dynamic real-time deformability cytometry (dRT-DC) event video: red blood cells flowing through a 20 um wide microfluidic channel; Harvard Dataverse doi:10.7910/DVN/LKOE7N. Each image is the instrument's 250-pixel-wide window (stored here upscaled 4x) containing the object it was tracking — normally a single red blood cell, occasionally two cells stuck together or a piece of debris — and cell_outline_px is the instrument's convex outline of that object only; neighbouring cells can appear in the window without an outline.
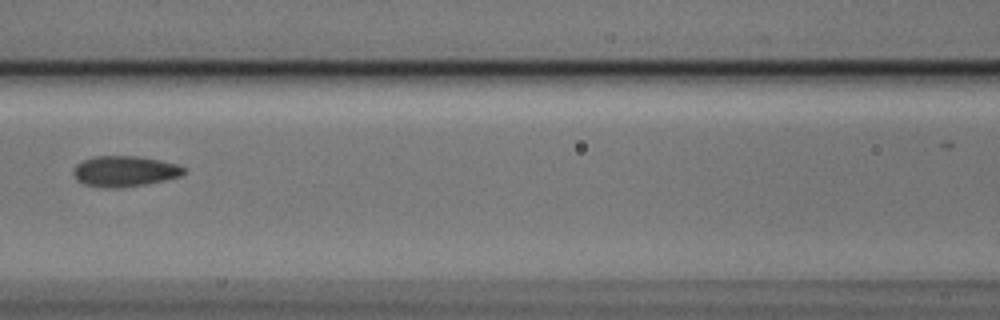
{"species": "Egyptian fruit bat (a non-hibernating species)", "species_latin": "Rousettus aegyptiacus", "temperature_condition": "cold", "stored_images_in_passage": 4, "camera_frame_rate_fps": 3000, "um_per_image_px": 0.085, "animal": {"sex": "male"}, "frame": {"image": 1, "passage_image": 3, "time_ms": 0.667, "image_size_px": [1000, 320], "cell_outline_px": [[184, 172], [180, 176], [164, 180], [144, 184], [120, 188], [104, 188], [84, 184], [76, 180], [72, 172], [72, 168], [76, 164], [84, 160], [96, 156], [140, 156], [160, 160], [176, 164], [184, 168]], "centroid_in_image_um": [10.54, 14.56], "position_along_channel_um": 156.1, "area_um2": 19.77}}